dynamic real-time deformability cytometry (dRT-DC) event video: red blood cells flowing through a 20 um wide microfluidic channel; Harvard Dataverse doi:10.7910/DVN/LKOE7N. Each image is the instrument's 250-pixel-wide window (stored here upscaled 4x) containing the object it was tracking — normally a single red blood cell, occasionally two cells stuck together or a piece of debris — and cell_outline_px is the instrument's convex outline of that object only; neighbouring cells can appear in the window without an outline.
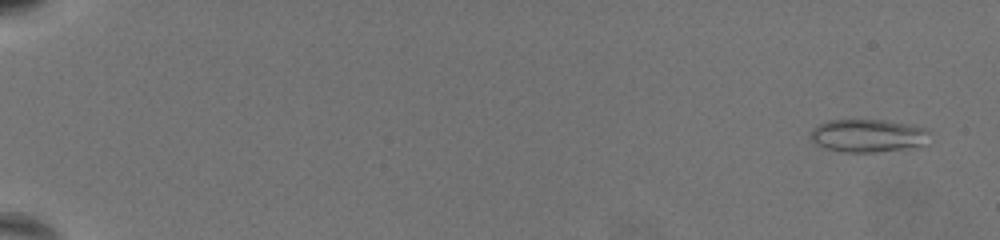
{"species": "common noctule bat (a hibernating species)", "species_latin": "Nyctalus noctula", "temperature_condition": "warm", "stored_images_in_passage": 67, "camera_frame_rate_fps": 3000, "um_per_image_px": 0.085, "animal": {"sex": "female", "body_mass_g": 19.5, "forearm_length_mm": 54.1}, "frame": {"image": 1, "passage_image": 4, "time_ms": 1.0, "image_size_px": [1000, 240], "cell_outline_px": [[932, 132], [924, 144], [876, 152], [840, 152], [824, 148], [816, 144], [812, 140], [812, 128], [828, 120], [888, 120], [916, 124], [928, 128]], "centroid_in_image_um": [73.81, 11.51], "position_along_channel_um": 11.2, "area_um2": 23.0}}
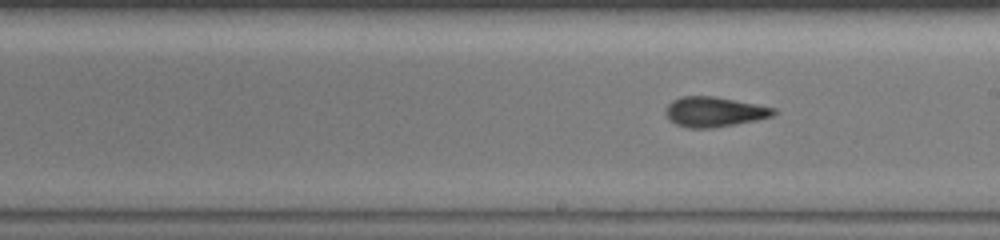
{"frame": {"image": 2, "passage_image": 43, "time_ms": 14.0, "image_size_px": [1000, 240], "cell_outline_px": [[776, 112], [772, 116], [756, 120], [736, 124], [712, 128], [688, 128], [676, 124], [668, 120], [664, 112], [664, 108], [672, 100], [680, 96], [716, 96], [776, 108]], "centroid_in_image_um": [60.66, 9.5], "position_along_channel_um": 228.3, "area_um2": 19.07}}
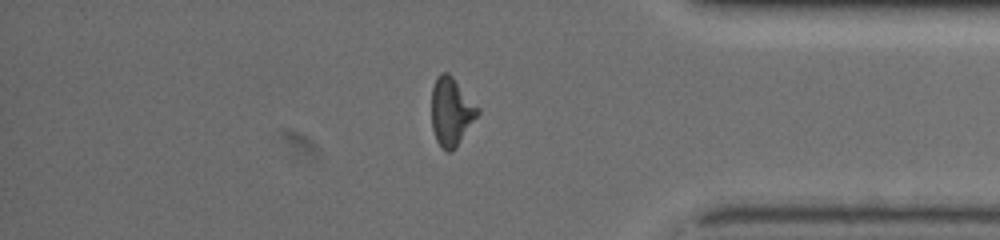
{"frame": {"image": 3, "passage_image": 60, "time_ms": 19.667, "image_size_px": [1000, 240], "cell_outline_px": [[480, 112], [456, 148], [448, 152], [436, 140], [432, 128], [432, 88], [436, 76], [440, 72], [448, 72], [452, 76], [480, 108]], "centroid_in_image_um": [38.36, 9.46], "position_along_channel_um": 396.8, "area_um2": 18.32}}